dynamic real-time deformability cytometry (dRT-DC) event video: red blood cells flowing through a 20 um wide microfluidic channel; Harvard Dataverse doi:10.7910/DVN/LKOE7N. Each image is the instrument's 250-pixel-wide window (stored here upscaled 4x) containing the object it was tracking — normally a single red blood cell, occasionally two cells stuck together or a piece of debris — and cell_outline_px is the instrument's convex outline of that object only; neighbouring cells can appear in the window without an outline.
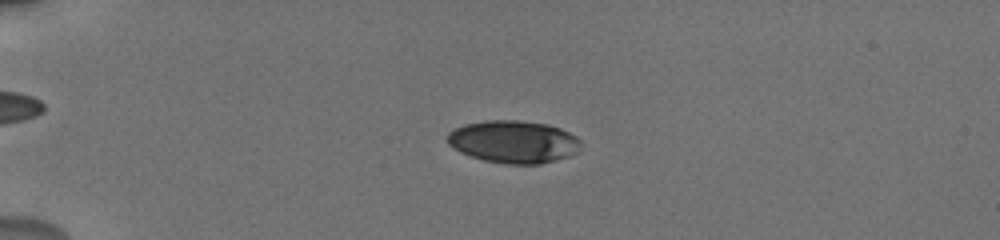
{"species": "human", "species_latin": "Homo sapiens", "temperature_condition": "cold", "stored_images_in_passage": 82, "camera_frame_rate_fps": 3000, "um_per_image_px": 0.085, "donor": {"sex": "male"}, "frame": {"image": 1, "passage_image": 24, "time_ms": 5.0, "image_size_px": [1000, 240], "cell_outline_px": [[580, 152], [556, 160], [540, 164], [504, 164], [484, 160], [460, 152], [448, 144], [448, 132], [464, 124], [488, 120], [520, 120], [548, 124], [560, 128], [576, 136], [580, 140]], "centroid_in_image_um": [43.68, 12.05], "position_along_channel_um": 41.3, "area_um2": 33.18}}
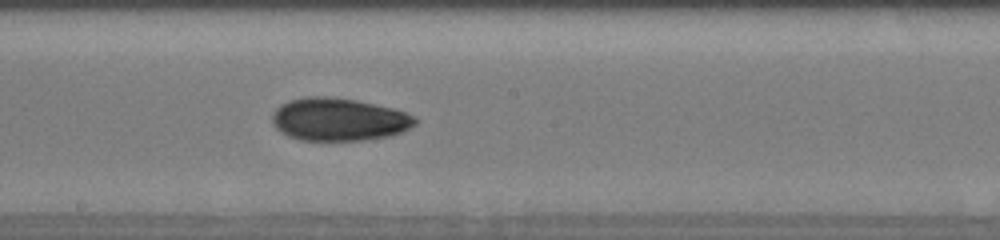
{"frame": {"image": 2, "passage_image": 49, "time_ms": 11.0, "image_size_px": [1000, 240], "cell_outline_px": [[420, 120], [416, 124], [392, 136], [364, 140], [300, 140], [288, 136], [280, 132], [272, 124], [272, 112], [280, 104], [288, 100], [304, 96], [328, 96], [356, 100], [392, 108], [416, 116]], "centroid_in_image_um": [28.78, 10.14], "position_along_channel_um": 219.4, "area_um2": 36.01}}
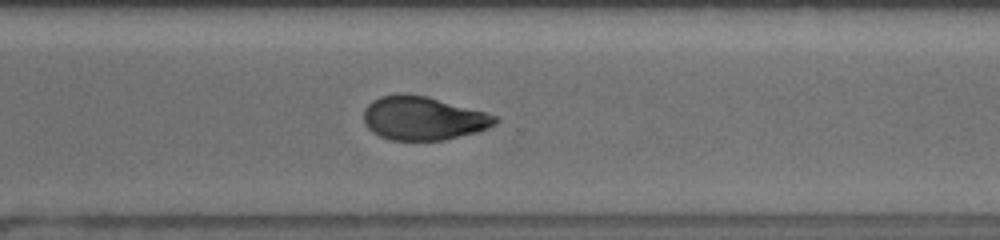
{"frame": {"image": 3, "passage_image": 59, "time_ms": 14.0, "image_size_px": [1000, 240], "cell_outline_px": [[500, 120], [496, 124], [488, 128], [476, 132], [444, 140], [392, 140], [380, 136], [372, 132], [368, 128], [364, 120], [364, 108], [372, 100], [380, 96], [404, 92], [428, 96], [484, 112], [496, 116]], "centroid_in_image_um": [35.95, 10.04], "position_along_channel_um": 334.7, "area_um2": 33.52}, "authors_computed_cell_mechanics": {"area_um2": 33.6685, "velocity_mm_per_s": 3.851, "shape_relaxation_time_tau1_ms": 6.0104, "shape_relaxation_time_tau2_ms": 6.3666, "deformation_change_tau1": 0.1309, "deformation_change_tau2": 0.1173}}